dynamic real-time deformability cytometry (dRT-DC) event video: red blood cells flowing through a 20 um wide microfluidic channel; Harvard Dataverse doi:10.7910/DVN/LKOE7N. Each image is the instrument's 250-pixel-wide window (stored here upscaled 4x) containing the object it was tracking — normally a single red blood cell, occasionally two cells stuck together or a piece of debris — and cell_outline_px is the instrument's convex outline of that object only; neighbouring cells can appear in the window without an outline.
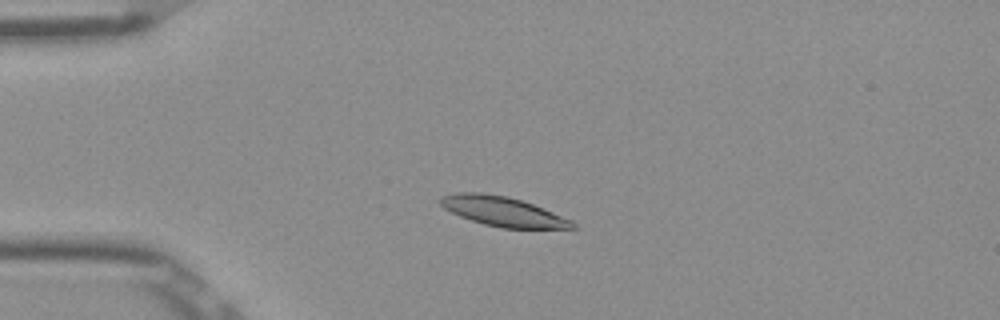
{"species": "Egyptian fruit bat (a non-hibernating species)", "species_latin": "Rousettus aegyptiacus", "temperature_condition": "room temperature", "stored_images_in_passage": 51, "camera_frame_rate_fps": 3000, "um_per_image_px": 0.085, "frame": {"image": 1, "passage_image": 11, "time_ms": 3.333, "image_size_px": [1000, 320], "cell_outline_px": [[580, 228], [500, 228], [484, 224], [460, 216], [444, 208], [440, 204], [440, 196], [456, 192], [480, 192], [508, 196], [532, 204], [572, 220]], "centroid_in_image_um": [42.73, 17.97], "position_along_channel_um": 42.3, "area_um2": 22.66}}
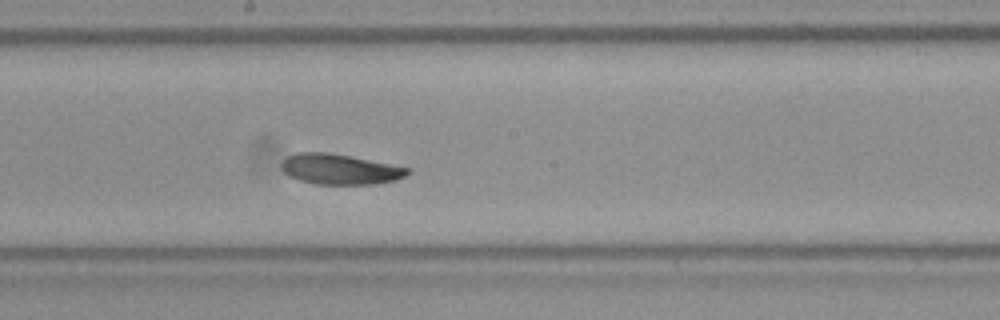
{"frame": {"image": 2, "passage_image": 27, "time_ms": 8.667, "image_size_px": [1000, 320], "cell_outline_px": [[408, 172], [404, 176], [396, 180], [376, 184], [316, 184], [300, 180], [288, 176], [280, 168], [280, 164], [288, 156], [296, 152], [328, 152], [408, 168]], "centroid_in_image_um": [28.81, 14.39], "position_along_channel_um": 219.4, "area_um2": 22.02}}
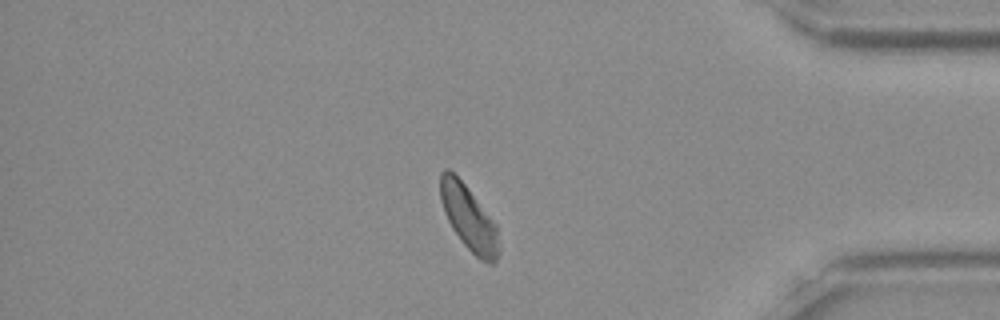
{"frame": {"image": 3, "passage_image": 43, "time_ms": 14.0, "image_size_px": [1000, 320], "cell_outline_px": [[500, 248], [496, 260], [492, 264], [480, 260], [460, 240], [452, 228], [444, 212], [440, 200], [440, 172], [444, 168], [448, 168], [464, 184], [496, 224]], "centroid_in_image_um": [39.83, 18.54], "position_along_channel_um": 395.4, "area_um2": 21.85}, "authors_computed_cell_mechanics": {"area_um2": 22.6576, "velocity_mm_per_s": 3.8378, "shape_relaxation_time_tau1_ms": 5.9647, "shape_relaxation_time_tau2_ms": 7.0758, "deformation_change_tau1": 0.1375, "deformation_change_tau2": 0.1365}}